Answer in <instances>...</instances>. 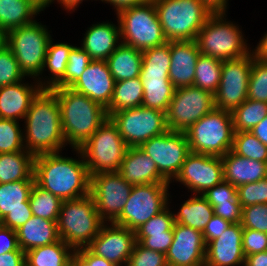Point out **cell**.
I'll return each mask as SVG.
<instances>
[{
    "mask_svg": "<svg viewBox=\"0 0 267 266\" xmlns=\"http://www.w3.org/2000/svg\"><path fill=\"white\" fill-rule=\"evenodd\" d=\"M56 1L57 3L59 2V4H61V6H63V8L69 12L71 10L75 11L76 10L75 8H77L83 2V0H56ZM54 2L55 0H51L50 4Z\"/></svg>",
    "mask_w": 267,
    "mask_h": 266,
    "instance_id": "obj_64",
    "label": "cell"
},
{
    "mask_svg": "<svg viewBox=\"0 0 267 266\" xmlns=\"http://www.w3.org/2000/svg\"><path fill=\"white\" fill-rule=\"evenodd\" d=\"M115 82L140 77L142 51L121 43L107 58Z\"/></svg>",
    "mask_w": 267,
    "mask_h": 266,
    "instance_id": "obj_30",
    "label": "cell"
},
{
    "mask_svg": "<svg viewBox=\"0 0 267 266\" xmlns=\"http://www.w3.org/2000/svg\"><path fill=\"white\" fill-rule=\"evenodd\" d=\"M237 193L242 208L254 204H267V177L238 186Z\"/></svg>",
    "mask_w": 267,
    "mask_h": 266,
    "instance_id": "obj_46",
    "label": "cell"
},
{
    "mask_svg": "<svg viewBox=\"0 0 267 266\" xmlns=\"http://www.w3.org/2000/svg\"><path fill=\"white\" fill-rule=\"evenodd\" d=\"M230 224L229 221L214 214L202 232L205 244L218 238Z\"/></svg>",
    "mask_w": 267,
    "mask_h": 266,
    "instance_id": "obj_54",
    "label": "cell"
},
{
    "mask_svg": "<svg viewBox=\"0 0 267 266\" xmlns=\"http://www.w3.org/2000/svg\"><path fill=\"white\" fill-rule=\"evenodd\" d=\"M222 63V60L200 53L196 62L193 86L214 95L221 80Z\"/></svg>",
    "mask_w": 267,
    "mask_h": 266,
    "instance_id": "obj_37",
    "label": "cell"
},
{
    "mask_svg": "<svg viewBox=\"0 0 267 266\" xmlns=\"http://www.w3.org/2000/svg\"><path fill=\"white\" fill-rule=\"evenodd\" d=\"M61 110L62 131L66 144L79 148L108 118L106 109L71 88H52Z\"/></svg>",
    "mask_w": 267,
    "mask_h": 266,
    "instance_id": "obj_3",
    "label": "cell"
},
{
    "mask_svg": "<svg viewBox=\"0 0 267 266\" xmlns=\"http://www.w3.org/2000/svg\"><path fill=\"white\" fill-rule=\"evenodd\" d=\"M52 40L49 42L43 67V71L46 70V67L48 68L50 78L44 81L37 80L43 89H52L64 77L69 53L74 47L73 45L62 42L55 44Z\"/></svg>",
    "mask_w": 267,
    "mask_h": 266,
    "instance_id": "obj_36",
    "label": "cell"
},
{
    "mask_svg": "<svg viewBox=\"0 0 267 266\" xmlns=\"http://www.w3.org/2000/svg\"><path fill=\"white\" fill-rule=\"evenodd\" d=\"M214 214L229 221L230 223H241L242 206L241 204L217 205Z\"/></svg>",
    "mask_w": 267,
    "mask_h": 266,
    "instance_id": "obj_57",
    "label": "cell"
},
{
    "mask_svg": "<svg viewBox=\"0 0 267 266\" xmlns=\"http://www.w3.org/2000/svg\"><path fill=\"white\" fill-rule=\"evenodd\" d=\"M248 99L267 103V61L254 56L248 82Z\"/></svg>",
    "mask_w": 267,
    "mask_h": 266,
    "instance_id": "obj_43",
    "label": "cell"
},
{
    "mask_svg": "<svg viewBox=\"0 0 267 266\" xmlns=\"http://www.w3.org/2000/svg\"><path fill=\"white\" fill-rule=\"evenodd\" d=\"M24 134L19 122L0 118V153L23 151Z\"/></svg>",
    "mask_w": 267,
    "mask_h": 266,
    "instance_id": "obj_42",
    "label": "cell"
},
{
    "mask_svg": "<svg viewBox=\"0 0 267 266\" xmlns=\"http://www.w3.org/2000/svg\"><path fill=\"white\" fill-rule=\"evenodd\" d=\"M167 206L160 213L143 223L135 233H163L164 231H173L174 215Z\"/></svg>",
    "mask_w": 267,
    "mask_h": 266,
    "instance_id": "obj_50",
    "label": "cell"
},
{
    "mask_svg": "<svg viewBox=\"0 0 267 266\" xmlns=\"http://www.w3.org/2000/svg\"><path fill=\"white\" fill-rule=\"evenodd\" d=\"M131 185L169 183L158 171L152 158L140 147H129L118 171Z\"/></svg>",
    "mask_w": 267,
    "mask_h": 266,
    "instance_id": "obj_24",
    "label": "cell"
},
{
    "mask_svg": "<svg viewBox=\"0 0 267 266\" xmlns=\"http://www.w3.org/2000/svg\"><path fill=\"white\" fill-rule=\"evenodd\" d=\"M169 79L175 88L192 86L200 55L196 40L170 41Z\"/></svg>",
    "mask_w": 267,
    "mask_h": 266,
    "instance_id": "obj_22",
    "label": "cell"
},
{
    "mask_svg": "<svg viewBox=\"0 0 267 266\" xmlns=\"http://www.w3.org/2000/svg\"><path fill=\"white\" fill-rule=\"evenodd\" d=\"M231 151L248 159L267 162V146L250 131L234 132Z\"/></svg>",
    "mask_w": 267,
    "mask_h": 266,
    "instance_id": "obj_40",
    "label": "cell"
},
{
    "mask_svg": "<svg viewBox=\"0 0 267 266\" xmlns=\"http://www.w3.org/2000/svg\"><path fill=\"white\" fill-rule=\"evenodd\" d=\"M39 23L35 20L14 28L3 36V41L11 49L25 76L42 80L39 76L43 73L46 52L52 37L46 25Z\"/></svg>",
    "mask_w": 267,
    "mask_h": 266,
    "instance_id": "obj_6",
    "label": "cell"
},
{
    "mask_svg": "<svg viewBox=\"0 0 267 266\" xmlns=\"http://www.w3.org/2000/svg\"><path fill=\"white\" fill-rule=\"evenodd\" d=\"M169 187L170 183L134 185L120 215L112 223L137 230L169 205Z\"/></svg>",
    "mask_w": 267,
    "mask_h": 266,
    "instance_id": "obj_11",
    "label": "cell"
},
{
    "mask_svg": "<svg viewBox=\"0 0 267 266\" xmlns=\"http://www.w3.org/2000/svg\"><path fill=\"white\" fill-rule=\"evenodd\" d=\"M140 78L144 91L142 106L166 113L176 89L169 79V73L141 69Z\"/></svg>",
    "mask_w": 267,
    "mask_h": 266,
    "instance_id": "obj_26",
    "label": "cell"
},
{
    "mask_svg": "<svg viewBox=\"0 0 267 266\" xmlns=\"http://www.w3.org/2000/svg\"><path fill=\"white\" fill-rule=\"evenodd\" d=\"M243 227L231 223L216 239L206 245L205 266H244Z\"/></svg>",
    "mask_w": 267,
    "mask_h": 266,
    "instance_id": "obj_21",
    "label": "cell"
},
{
    "mask_svg": "<svg viewBox=\"0 0 267 266\" xmlns=\"http://www.w3.org/2000/svg\"><path fill=\"white\" fill-rule=\"evenodd\" d=\"M250 132L267 146V116L256 126H254Z\"/></svg>",
    "mask_w": 267,
    "mask_h": 266,
    "instance_id": "obj_62",
    "label": "cell"
},
{
    "mask_svg": "<svg viewBox=\"0 0 267 266\" xmlns=\"http://www.w3.org/2000/svg\"><path fill=\"white\" fill-rule=\"evenodd\" d=\"M241 226L267 233V204H254L243 207Z\"/></svg>",
    "mask_w": 267,
    "mask_h": 266,
    "instance_id": "obj_49",
    "label": "cell"
},
{
    "mask_svg": "<svg viewBox=\"0 0 267 266\" xmlns=\"http://www.w3.org/2000/svg\"><path fill=\"white\" fill-rule=\"evenodd\" d=\"M128 148L117 127L107 118L79 150L91 177L103 172H118Z\"/></svg>",
    "mask_w": 267,
    "mask_h": 266,
    "instance_id": "obj_10",
    "label": "cell"
},
{
    "mask_svg": "<svg viewBox=\"0 0 267 266\" xmlns=\"http://www.w3.org/2000/svg\"><path fill=\"white\" fill-rule=\"evenodd\" d=\"M252 63V52L238 59L223 61L221 80L214 94L215 108L232 112L248 98Z\"/></svg>",
    "mask_w": 267,
    "mask_h": 266,
    "instance_id": "obj_16",
    "label": "cell"
},
{
    "mask_svg": "<svg viewBox=\"0 0 267 266\" xmlns=\"http://www.w3.org/2000/svg\"><path fill=\"white\" fill-rule=\"evenodd\" d=\"M108 118L128 147H140L145 141L168 131L165 112L142 105L114 112Z\"/></svg>",
    "mask_w": 267,
    "mask_h": 266,
    "instance_id": "obj_12",
    "label": "cell"
},
{
    "mask_svg": "<svg viewBox=\"0 0 267 266\" xmlns=\"http://www.w3.org/2000/svg\"><path fill=\"white\" fill-rule=\"evenodd\" d=\"M140 149L152 158L159 173L169 183L178 175L190 153L185 132L172 130L145 141Z\"/></svg>",
    "mask_w": 267,
    "mask_h": 266,
    "instance_id": "obj_14",
    "label": "cell"
},
{
    "mask_svg": "<svg viewBox=\"0 0 267 266\" xmlns=\"http://www.w3.org/2000/svg\"><path fill=\"white\" fill-rule=\"evenodd\" d=\"M121 42L141 51L167 42L153 0L119 11Z\"/></svg>",
    "mask_w": 267,
    "mask_h": 266,
    "instance_id": "obj_9",
    "label": "cell"
},
{
    "mask_svg": "<svg viewBox=\"0 0 267 266\" xmlns=\"http://www.w3.org/2000/svg\"><path fill=\"white\" fill-rule=\"evenodd\" d=\"M35 180L0 183V221L11 211L30 209L29 196Z\"/></svg>",
    "mask_w": 267,
    "mask_h": 266,
    "instance_id": "obj_34",
    "label": "cell"
},
{
    "mask_svg": "<svg viewBox=\"0 0 267 266\" xmlns=\"http://www.w3.org/2000/svg\"><path fill=\"white\" fill-rule=\"evenodd\" d=\"M224 180L235 187L267 177V162L248 159L228 151L222 157Z\"/></svg>",
    "mask_w": 267,
    "mask_h": 266,
    "instance_id": "obj_27",
    "label": "cell"
},
{
    "mask_svg": "<svg viewBox=\"0 0 267 266\" xmlns=\"http://www.w3.org/2000/svg\"><path fill=\"white\" fill-rule=\"evenodd\" d=\"M91 61L90 55L82 47L74 46L69 53L64 77L53 88H70Z\"/></svg>",
    "mask_w": 267,
    "mask_h": 266,
    "instance_id": "obj_41",
    "label": "cell"
},
{
    "mask_svg": "<svg viewBox=\"0 0 267 266\" xmlns=\"http://www.w3.org/2000/svg\"><path fill=\"white\" fill-rule=\"evenodd\" d=\"M167 41L196 40L212 13L200 0H153Z\"/></svg>",
    "mask_w": 267,
    "mask_h": 266,
    "instance_id": "obj_5",
    "label": "cell"
},
{
    "mask_svg": "<svg viewBox=\"0 0 267 266\" xmlns=\"http://www.w3.org/2000/svg\"><path fill=\"white\" fill-rule=\"evenodd\" d=\"M24 123V145L34 156L61 152L67 146L62 131L61 110L52 89H42L37 94Z\"/></svg>",
    "mask_w": 267,
    "mask_h": 266,
    "instance_id": "obj_2",
    "label": "cell"
},
{
    "mask_svg": "<svg viewBox=\"0 0 267 266\" xmlns=\"http://www.w3.org/2000/svg\"><path fill=\"white\" fill-rule=\"evenodd\" d=\"M62 200L34 183L30 196L29 205L32 215L51 221H57Z\"/></svg>",
    "mask_w": 267,
    "mask_h": 266,
    "instance_id": "obj_39",
    "label": "cell"
},
{
    "mask_svg": "<svg viewBox=\"0 0 267 266\" xmlns=\"http://www.w3.org/2000/svg\"><path fill=\"white\" fill-rule=\"evenodd\" d=\"M143 247L166 254L173 241V231L163 233H135Z\"/></svg>",
    "mask_w": 267,
    "mask_h": 266,
    "instance_id": "obj_51",
    "label": "cell"
},
{
    "mask_svg": "<svg viewBox=\"0 0 267 266\" xmlns=\"http://www.w3.org/2000/svg\"><path fill=\"white\" fill-rule=\"evenodd\" d=\"M16 232L19 247L24 252L52 244L61 239L58 233L57 221L36 216H32Z\"/></svg>",
    "mask_w": 267,
    "mask_h": 266,
    "instance_id": "obj_28",
    "label": "cell"
},
{
    "mask_svg": "<svg viewBox=\"0 0 267 266\" xmlns=\"http://www.w3.org/2000/svg\"><path fill=\"white\" fill-rule=\"evenodd\" d=\"M126 266H167L164 253L143 247L136 241Z\"/></svg>",
    "mask_w": 267,
    "mask_h": 266,
    "instance_id": "obj_48",
    "label": "cell"
},
{
    "mask_svg": "<svg viewBox=\"0 0 267 266\" xmlns=\"http://www.w3.org/2000/svg\"><path fill=\"white\" fill-rule=\"evenodd\" d=\"M132 188L119 172H103L90 177V196L105 223H112L120 215Z\"/></svg>",
    "mask_w": 267,
    "mask_h": 266,
    "instance_id": "obj_15",
    "label": "cell"
},
{
    "mask_svg": "<svg viewBox=\"0 0 267 266\" xmlns=\"http://www.w3.org/2000/svg\"><path fill=\"white\" fill-rule=\"evenodd\" d=\"M34 159L26 149L0 153V183L34 180Z\"/></svg>",
    "mask_w": 267,
    "mask_h": 266,
    "instance_id": "obj_31",
    "label": "cell"
},
{
    "mask_svg": "<svg viewBox=\"0 0 267 266\" xmlns=\"http://www.w3.org/2000/svg\"><path fill=\"white\" fill-rule=\"evenodd\" d=\"M206 244L201 231L174 223L167 266H205Z\"/></svg>",
    "mask_w": 267,
    "mask_h": 266,
    "instance_id": "obj_19",
    "label": "cell"
},
{
    "mask_svg": "<svg viewBox=\"0 0 267 266\" xmlns=\"http://www.w3.org/2000/svg\"><path fill=\"white\" fill-rule=\"evenodd\" d=\"M24 81L0 87V118L20 121L27 115L32 101L43 88L36 79L32 85Z\"/></svg>",
    "mask_w": 267,
    "mask_h": 266,
    "instance_id": "obj_23",
    "label": "cell"
},
{
    "mask_svg": "<svg viewBox=\"0 0 267 266\" xmlns=\"http://www.w3.org/2000/svg\"><path fill=\"white\" fill-rule=\"evenodd\" d=\"M242 248L245 257L267 251V233L243 228Z\"/></svg>",
    "mask_w": 267,
    "mask_h": 266,
    "instance_id": "obj_52",
    "label": "cell"
},
{
    "mask_svg": "<svg viewBox=\"0 0 267 266\" xmlns=\"http://www.w3.org/2000/svg\"><path fill=\"white\" fill-rule=\"evenodd\" d=\"M75 250L63 240L25 252L26 266H71Z\"/></svg>",
    "mask_w": 267,
    "mask_h": 266,
    "instance_id": "obj_32",
    "label": "cell"
},
{
    "mask_svg": "<svg viewBox=\"0 0 267 266\" xmlns=\"http://www.w3.org/2000/svg\"><path fill=\"white\" fill-rule=\"evenodd\" d=\"M251 52L255 58L267 61V33H265L255 49H252Z\"/></svg>",
    "mask_w": 267,
    "mask_h": 266,
    "instance_id": "obj_63",
    "label": "cell"
},
{
    "mask_svg": "<svg viewBox=\"0 0 267 266\" xmlns=\"http://www.w3.org/2000/svg\"><path fill=\"white\" fill-rule=\"evenodd\" d=\"M25 77L11 49L2 41L0 44V87L20 82Z\"/></svg>",
    "mask_w": 267,
    "mask_h": 266,
    "instance_id": "obj_44",
    "label": "cell"
},
{
    "mask_svg": "<svg viewBox=\"0 0 267 266\" xmlns=\"http://www.w3.org/2000/svg\"><path fill=\"white\" fill-rule=\"evenodd\" d=\"M43 10L34 0H0V34L34 22Z\"/></svg>",
    "mask_w": 267,
    "mask_h": 266,
    "instance_id": "obj_29",
    "label": "cell"
},
{
    "mask_svg": "<svg viewBox=\"0 0 267 266\" xmlns=\"http://www.w3.org/2000/svg\"><path fill=\"white\" fill-rule=\"evenodd\" d=\"M36 3H38L43 9H46V7H49L51 0H34Z\"/></svg>",
    "mask_w": 267,
    "mask_h": 266,
    "instance_id": "obj_65",
    "label": "cell"
},
{
    "mask_svg": "<svg viewBox=\"0 0 267 266\" xmlns=\"http://www.w3.org/2000/svg\"><path fill=\"white\" fill-rule=\"evenodd\" d=\"M22 250L18 244L17 232L0 224V255Z\"/></svg>",
    "mask_w": 267,
    "mask_h": 266,
    "instance_id": "obj_56",
    "label": "cell"
},
{
    "mask_svg": "<svg viewBox=\"0 0 267 266\" xmlns=\"http://www.w3.org/2000/svg\"><path fill=\"white\" fill-rule=\"evenodd\" d=\"M192 195L184 201L177 214L173 213L174 222L203 232L214 215V208L202 195Z\"/></svg>",
    "mask_w": 267,
    "mask_h": 266,
    "instance_id": "obj_33",
    "label": "cell"
},
{
    "mask_svg": "<svg viewBox=\"0 0 267 266\" xmlns=\"http://www.w3.org/2000/svg\"><path fill=\"white\" fill-rule=\"evenodd\" d=\"M102 2L112 5L116 11V14L126 8L143 4L148 0H101Z\"/></svg>",
    "mask_w": 267,
    "mask_h": 266,
    "instance_id": "obj_60",
    "label": "cell"
},
{
    "mask_svg": "<svg viewBox=\"0 0 267 266\" xmlns=\"http://www.w3.org/2000/svg\"><path fill=\"white\" fill-rule=\"evenodd\" d=\"M74 151L78 159L63 157L60 155L62 152L40 154L34 159L35 184L62 201L90 194V175L83 155L79 148H74Z\"/></svg>",
    "mask_w": 267,
    "mask_h": 266,
    "instance_id": "obj_1",
    "label": "cell"
},
{
    "mask_svg": "<svg viewBox=\"0 0 267 266\" xmlns=\"http://www.w3.org/2000/svg\"><path fill=\"white\" fill-rule=\"evenodd\" d=\"M143 93L140 77L115 82L111 103L106 108L107 116L123 109L140 107Z\"/></svg>",
    "mask_w": 267,
    "mask_h": 266,
    "instance_id": "obj_35",
    "label": "cell"
},
{
    "mask_svg": "<svg viewBox=\"0 0 267 266\" xmlns=\"http://www.w3.org/2000/svg\"><path fill=\"white\" fill-rule=\"evenodd\" d=\"M202 4L212 14L225 13L227 12V6L229 0H200Z\"/></svg>",
    "mask_w": 267,
    "mask_h": 266,
    "instance_id": "obj_59",
    "label": "cell"
},
{
    "mask_svg": "<svg viewBox=\"0 0 267 266\" xmlns=\"http://www.w3.org/2000/svg\"><path fill=\"white\" fill-rule=\"evenodd\" d=\"M3 41V36L0 34V44L2 43Z\"/></svg>",
    "mask_w": 267,
    "mask_h": 266,
    "instance_id": "obj_66",
    "label": "cell"
},
{
    "mask_svg": "<svg viewBox=\"0 0 267 266\" xmlns=\"http://www.w3.org/2000/svg\"><path fill=\"white\" fill-rule=\"evenodd\" d=\"M190 152L222 157L233 146L231 112L214 108L186 131Z\"/></svg>",
    "mask_w": 267,
    "mask_h": 266,
    "instance_id": "obj_8",
    "label": "cell"
},
{
    "mask_svg": "<svg viewBox=\"0 0 267 266\" xmlns=\"http://www.w3.org/2000/svg\"><path fill=\"white\" fill-rule=\"evenodd\" d=\"M71 266H117L92 253L87 247L75 250L71 258Z\"/></svg>",
    "mask_w": 267,
    "mask_h": 266,
    "instance_id": "obj_53",
    "label": "cell"
},
{
    "mask_svg": "<svg viewBox=\"0 0 267 266\" xmlns=\"http://www.w3.org/2000/svg\"><path fill=\"white\" fill-rule=\"evenodd\" d=\"M170 62V41L142 51L141 69L166 71L169 73Z\"/></svg>",
    "mask_w": 267,
    "mask_h": 266,
    "instance_id": "obj_45",
    "label": "cell"
},
{
    "mask_svg": "<svg viewBox=\"0 0 267 266\" xmlns=\"http://www.w3.org/2000/svg\"><path fill=\"white\" fill-rule=\"evenodd\" d=\"M121 43L119 22L115 25L107 21L92 24L84 34L81 47L92 60H107Z\"/></svg>",
    "mask_w": 267,
    "mask_h": 266,
    "instance_id": "obj_25",
    "label": "cell"
},
{
    "mask_svg": "<svg viewBox=\"0 0 267 266\" xmlns=\"http://www.w3.org/2000/svg\"><path fill=\"white\" fill-rule=\"evenodd\" d=\"M115 80L106 60H92L80 78L70 87L101 104L105 109L110 105Z\"/></svg>",
    "mask_w": 267,
    "mask_h": 266,
    "instance_id": "obj_20",
    "label": "cell"
},
{
    "mask_svg": "<svg viewBox=\"0 0 267 266\" xmlns=\"http://www.w3.org/2000/svg\"><path fill=\"white\" fill-rule=\"evenodd\" d=\"M225 17V13L211 14L202 26L196 38L200 53L222 61L250 54L251 48L238 24Z\"/></svg>",
    "mask_w": 267,
    "mask_h": 266,
    "instance_id": "obj_7",
    "label": "cell"
},
{
    "mask_svg": "<svg viewBox=\"0 0 267 266\" xmlns=\"http://www.w3.org/2000/svg\"><path fill=\"white\" fill-rule=\"evenodd\" d=\"M231 115L234 132L250 131L267 116V103L247 98Z\"/></svg>",
    "mask_w": 267,
    "mask_h": 266,
    "instance_id": "obj_38",
    "label": "cell"
},
{
    "mask_svg": "<svg viewBox=\"0 0 267 266\" xmlns=\"http://www.w3.org/2000/svg\"><path fill=\"white\" fill-rule=\"evenodd\" d=\"M104 223L90 194L62 201L57 220L58 233L61 240L74 250L87 247Z\"/></svg>",
    "mask_w": 267,
    "mask_h": 266,
    "instance_id": "obj_4",
    "label": "cell"
},
{
    "mask_svg": "<svg viewBox=\"0 0 267 266\" xmlns=\"http://www.w3.org/2000/svg\"><path fill=\"white\" fill-rule=\"evenodd\" d=\"M244 266H267V251L247 255Z\"/></svg>",
    "mask_w": 267,
    "mask_h": 266,
    "instance_id": "obj_61",
    "label": "cell"
},
{
    "mask_svg": "<svg viewBox=\"0 0 267 266\" xmlns=\"http://www.w3.org/2000/svg\"><path fill=\"white\" fill-rule=\"evenodd\" d=\"M202 196L213 208L217 205L241 204L238 199L237 187L225 180L208 189Z\"/></svg>",
    "mask_w": 267,
    "mask_h": 266,
    "instance_id": "obj_47",
    "label": "cell"
},
{
    "mask_svg": "<svg viewBox=\"0 0 267 266\" xmlns=\"http://www.w3.org/2000/svg\"><path fill=\"white\" fill-rule=\"evenodd\" d=\"M214 108L211 92L193 85L176 88L165 113L168 130L185 132Z\"/></svg>",
    "mask_w": 267,
    "mask_h": 266,
    "instance_id": "obj_13",
    "label": "cell"
},
{
    "mask_svg": "<svg viewBox=\"0 0 267 266\" xmlns=\"http://www.w3.org/2000/svg\"><path fill=\"white\" fill-rule=\"evenodd\" d=\"M109 224L101 226L98 235L87 248L117 266H126L136 243L135 231L114 223Z\"/></svg>",
    "mask_w": 267,
    "mask_h": 266,
    "instance_id": "obj_18",
    "label": "cell"
},
{
    "mask_svg": "<svg viewBox=\"0 0 267 266\" xmlns=\"http://www.w3.org/2000/svg\"><path fill=\"white\" fill-rule=\"evenodd\" d=\"M25 252L15 250L0 255V266H25Z\"/></svg>",
    "mask_w": 267,
    "mask_h": 266,
    "instance_id": "obj_58",
    "label": "cell"
},
{
    "mask_svg": "<svg viewBox=\"0 0 267 266\" xmlns=\"http://www.w3.org/2000/svg\"><path fill=\"white\" fill-rule=\"evenodd\" d=\"M224 180L222 158L190 152L174 181L202 195Z\"/></svg>",
    "mask_w": 267,
    "mask_h": 266,
    "instance_id": "obj_17",
    "label": "cell"
},
{
    "mask_svg": "<svg viewBox=\"0 0 267 266\" xmlns=\"http://www.w3.org/2000/svg\"><path fill=\"white\" fill-rule=\"evenodd\" d=\"M31 209H17L5 216L0 224L12 230H17L32 217Z\"/></svg>",
    "mask_w": 267,
    "mask_h": 266,
    "instance_id": "obj_55",
    "label": "cell"
}]
</instances>
